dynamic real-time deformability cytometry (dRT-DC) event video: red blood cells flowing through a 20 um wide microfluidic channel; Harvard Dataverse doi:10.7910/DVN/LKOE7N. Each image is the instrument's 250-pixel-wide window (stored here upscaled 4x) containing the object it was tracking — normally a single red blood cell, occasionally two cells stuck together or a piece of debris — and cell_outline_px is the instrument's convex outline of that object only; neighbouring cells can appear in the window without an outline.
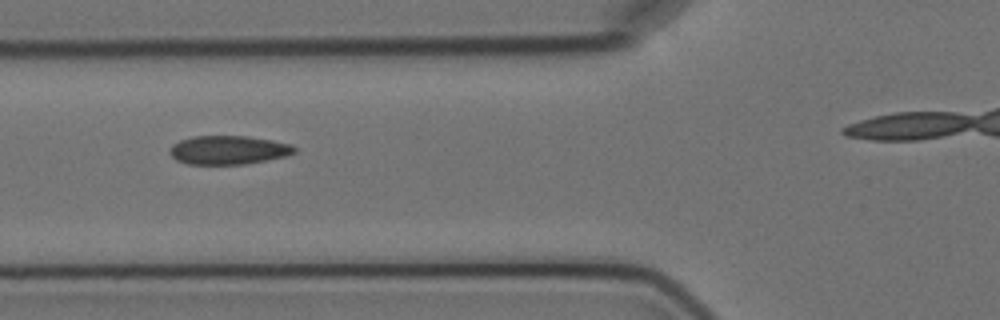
{"species": "Egyptian fruit bat (a non-hibernating species)", "species_latin": "Rousettus aegyptiacus", "temperature_condition": "cold", "stored_images_in_passage": 10, "camera_frame_rate_fps": 3000, "um_per_image_px": 0.085, "animal": {"sex": "female"}, "frame": {"image": 1, "passage_image": 4, "time_ms": 3.667, "image_size_px": [1000, 320], "cell_outline_px": [[296, 152], [284, 156], [268, 160], [244, 164], [188, 164], [176, 160], [168, 152], [168, 148], [172, 144], [180, 140], [192, 136], [248, 136], [272, 140], [292, 144], [296, 148]], "centroid_in_image_um": [19.39, 12.74], "position_along_channel_um": 106.4, "area_um2": 21.04}}
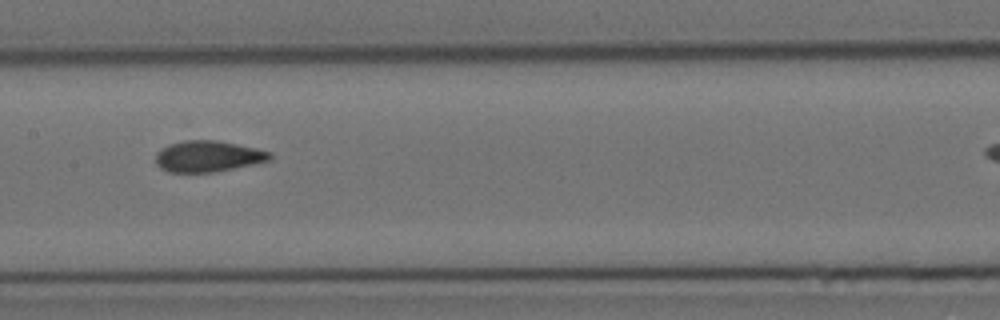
{"frame": {"image": 2, "passage_image": 6, "time_ms": 6.0, "image_size_px": [1000, 320], "cell_outline_px": [[272, 156], [268, 160], [252, 164], [212, 172], [168, 172], [160, 168], [156, 164], [156, 152], [160, 148], [168, 144], [184, 140], [216, 140], [256, 148], [272, 152]], "centroid_in_image_um": [17.62, 13.27], "position_along_channel_um": 189.8, "area_um2": 20.63}}
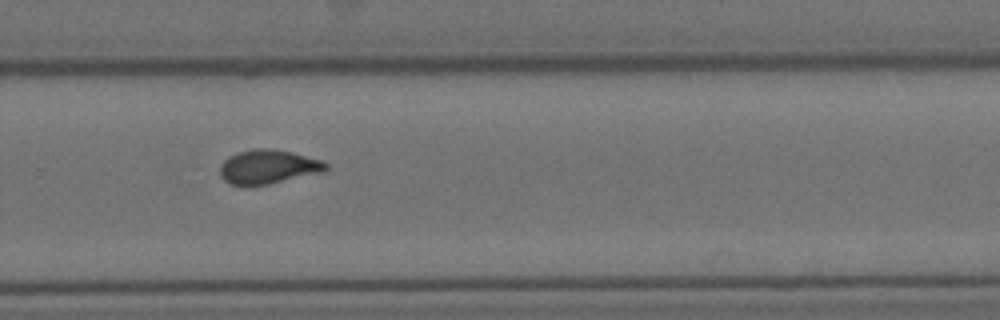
{"frame": {"image": 3, "passage_image": 9, "time_ms": 9.333, "image_size_px": [1000, 320], "cell_outline_px": [[328, 168], [324, 172], [268, 184], [248, 188], [244, 188], [232, 184], [224, 180], [220, 176], [220, 164], [228, 156], [240, 152], [256, 148], [272, 148], [292, 152], [320, 160], [328, 164]], "centroid_in_image_um": [22.76, 14.2], "position_along_channel_um": 307.0, "area_um2": 21.39}}